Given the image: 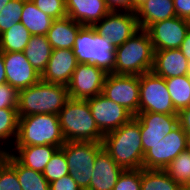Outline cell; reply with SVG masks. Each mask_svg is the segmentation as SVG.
Masks as SVG:
<instances>
[{"label": "cell", "mask_w": 190, "mask_h": 190, "mask_svg": "<svg viewBox=\"0 0 190 190\" xmlns=\"http://www.w3.org/2000/svg\"><path fill=\"white\" fill-rule=\"evenodd\" d=\"M140 123L134 116L120 128L104 135L103 148L124 170L143 169Z\"/></svg>", "instance_id": "1"}, {"label": "cell", "mask_w": 190, "mask_h": 190, "mask_svg": "<svg viewBox=\"0 0 190 190\" xmlns=\"http://www.w3.org/2000/svg\"><path fill=\"white\" fill-rule=\"evenodd\" d=\"M69 99L66 85L40 80L30 87L19 90L18 116L58 115Z\"/></svg>", "instance_id": "2"}, {"label": "cell", "mask_w": 190, "mask_h": 190, "mask_svg": "<svg viewBox=\"0 0 190 190\" xmlns=\"http://www.w3.org/2000/svg\"><path fill=\"white\" fill-rule=\"evenodd\" d=\"M113 74L142 75L153 66L154 49L146 29H139L115 50Z\"/></svg>", "instance_id": "3"}, {"label": "cell", "mask_w": 190, "mask_h": 190, "mask_svg": "<svg viewBox=\"0 0 190 190\" xmlns=\"http://www.w3.org/2000/svg\"><path fill=\"white\" fill-rule=\"evenodd\" d=\"M58 117L66 141L103 142L87 100L69 99Z\"/></svg>", "instance_id": "4"}, {"label": "cell", "mask_w": 190, "mask_h": 190, "mask_svg": "<svg viewBox=\"0 0 190 190\" xmlns=\"http://www.w3.org/2000/svg\"><path fill=\"white\" fill-rule=\"evenodd\" d=\"M66 142L57 114H35L19 117L18 132L13 146L60 147Z\"/></svg>", "instance_id": "5"}, {"label": "cell", "mask_w": 190, "mask_h": 190, "mask_svg": "<svg viewBox=\"0 0 190 190\" xmlns=\"http://www.w3.org/2000/svg\"><path fill=\"white\" fill-rule=\"evenodd\" d=\"M72 50L78 63L95 65L106 73L113 72L116 47L99 35L93 26L80 28Z\"/></svg>", "instance_id": "6"}, {"label": "cell", "mask_w": 190, "mask_h": 190, "mask_svg": "<svg viewBox=\"0 0 190 190\" xmlns=\"http://www.w3.org/2000/svg\"><path fill=\"white\" fill-rule=\"evenodd\" d=\"M103 143L66 141L60 149L66 156L70 175L82 190H88L94 162Z\"/></svg>", "instance_id": "7"}, {"label": "cell", "mask_w": 190, "mask_h": 190, "mask_svg": "<svg viewBox=\"0 0 190 190\" xmlns=\"http://www.w3.org/2000/svg\"><path fill=\"white\" fill-rule=\"evenodd\" d=\"M139 112L178 115L163 77L152 71L139 75Z\"/></svg>", "instance_id": "8"}, {"label": "cell", "mask_w": 190, "mask_h": 190, "mask_svg": "<svg viewBox=\"0 0 190 190\" xmlns=\"http://www.w3.org/2000/svg\"><path fill=\"white\" fill-rule=\"evenodd\" d=\"M102 95L136 116L139 112V76L107 73Z\"/></svg>", "instance_id": "9"}, {"label": "cell", "mask_w": 190, "mask_h": 190, "mask_svg": "<svg viewBox=\"0 0 190 190\" xmlns=\"http://www.w3.org/2000/svg\"><path fill=\"white\" fill-rule=\"evenodd\" d=\"M188 148L185 131L178 125L143 156V168L164 170L182 151Z\"/></svg>", "instance_id": "10"}, {"label": "cell", "mask_w": 190, "mask_h": 190, "mask_svg": "<svg viewBox=\"0 0 190 190\" xmlns=\"http://www.w3.org/2000/svg\"><path fill=\"white\" fill-rule=\"evenodd\" d=\"M93 27L116 48L140 29L136 12L115 10H111Z\"/></svg>", "instance_id": "11"}, {"label": "cell", "mask_w": 190, "mask_h": 190, "mask_svg": "<svg viewBox=\"0 0 190 190\" xmlns=\"http://www.w3.org/2000/svg\"><path fill=\"white\" fill-rule=\"evenodd\" d=\"M107 73L95 65L78 63L67 85L70 99L87 100L102 94Z\"/></svg>", "instance_id": "12"}, {"label": "cell", "mask_w": 190, "mask_h": 190, "mask_svg": "<svg viewBox=\"0 0 190 190\" xmlns=\"http://www.w3.org/2000/svg\"><path fill=\"white\" fill-rule=\"evenodd\" d=\"M87 101L95 123L103 135L120 128L134 117L123 106L102 94L87 99Z\"/></svg>", "instance_id": "13"}, {"label": "cell", "mask_w": 190, "mask_h": 190, "mask_svg": "<svg viewBox=\"0 0 190 190\" xmlns=\"http://www.w3.org/2000/svg\"><path fill=\"white\" fill-rule=\"evenodd\" d=\"M190 29V21L177 16L151 24L146 30L154 51L180 48Z\"/></svg>", "instance_id": "14"}, {"label": "cell", "mask_w": 190, "mask_h": 190, "mask_svg": "<svg viewBox=\"0 0 190 190\" xmlns=\"http://www.w3.org/2000/svg\"><path fill=\"white\" fill-rule=\"evenodd\" d=\"M140 123L143 152L160 142L179 125L178 115L142 112L135 116Z\"/></svg>", "instance_id": "15"}, {"label": "cell", "mask_w": 190, "mask_h": 190, "mask_svg": "<svg viewBox=\"0 0 190 190\" xmlns=\"http://www.w3.org/2000/svg\"><path fill=\"white\" fill-rule=\"evenodd\" d=\"M7 83L21 90L41 80V75L33 68L24 52H3Z\"/></svg>", "instance_id": "16"}, {"label": "cell", "mask_w": 190, "mask_h": 190, "mask_svg": "<svg viewBox=\"0 0 190 190\" xmlns=\"http://www.w3.org/2000/svg\"><path fill=\"white\" fill-rule=\"evenodd\" d=\"M77 64L72 49H52L46 69L41 74V80L67 86Z\"/></svg>", "instance_id": "17"}, {"label": "cell", "mask_w": 190, "mask_h": 190, "mask_svg": "<svg viewBox=\"0 0 190 190\" xmlns=\"http://www.w3.org/2000/svg\"><path fill=\"white\" fill-rule=\"evenodd\" d=\"M151 71L164 79L190 75V63L179 48L156 50Z\"/></svg>", "instance_id": "18"}, {"label": "cell", "mask_w": 190, "mask_h": 190, "mask_svg": "<svg viewBox=\"0 0 190 190\" xmlns=\"http://www.w3.org/2000/svg\"><path fill=\"white\" fill-rule=\"evenodd\" d=\"M123 170L102 148L97 153L88 190H113Z\"/></svg>", "instance_id": "19"}, {"label": "cell", "mask_w": 190, "mask_h": 190, "mask_svg": "<svg viewBox=\"0 0 190 190\" xmlns=\"http://www.w3.org/2000/svg\"><path fill=\"white\" fill-rule=\"evenodd\" d=\"M67 16L82 26H94L111 10L105 0H65Z\"/></svg>", "instance_id": "20"}, {"label": "cell", "mask_w": 190, "mask_h": 190, "mask_svg": "<svg viewBox=\"0 0 190 190\" xmlns=\"http://www.w3.org/2000/svg\"><path fill=\"white\" fill-rule=\"evenodd\" d=\"M9 153L23 166L43 172L51 157L59 149L51 145L11 146Z\"/></svg>", "instance_id": "21"}, {"label": "cell", "mask_w": 190, "mask_h": 190, "mask_svg": "<svg viewBox=\"0 0 190 190\" xmlns=\"http://www.w3.org/2000/svg\"><path fill=\"white\" fill-rule=\"evenodd\" d=\"M82 25L70 17L55 19L46 37L52 49H72Z\"/></svg>", "instance_id": "22"}, {"label": "cell", "mask_w": 190, "mask_h": 190, "mask_svg": "<svg viewBox=\"0 0 190 190\" xmlns=\"http://www.w3.org/2000/svg\"><path fill=\"white\" fill-rule=\"evenodd\" d=\"M138 25L147 29L151 24L176 16L173 0H148L137 11Z\"/></svg>", "instance_id": "23"}, {"label": "cell", "mask_w": 190, "mask_h": 190, "mask_svg": "<svg viewBox=\"0 0 190 190\" xmlns=\"http://www.w3.org/2000/svg\"><path fill=\"white\" fill-rule=\"evenodd\" d=\"M52 47L46 35H34L24 50V54L33 68L41 75L51 57Z\"/></svg>", "instance_id": "24"}, {"label": "cell", "mask_w": 190, "mask_h": 190, "mask_svg": "<svg viewBox=\"0 0 190 190\" xmlns=\"http://www.w3.org/2000/svg\"><path fill=\"white\" fill-rule=\"evenodd\" d=\"M54 19L36 7L31 0H26L20 22L28 29L32 36L46 35Z\"/></svg>", "instance_id": "25"}, {"label": "cell", "mask_w": 190, "mask_h": 190, "mask_svg": "<svg viewBox=\"0 0 190 190\" xmlns=\"http://www.w3.org/2000/svg\"><path fill=\"white\" fill-rule=\"evenodd\" d=\"M6 162L16 171L22 190H50V184L41 172L21 165L10 153Z\"/></svg>", "instance_id": "26"}, {"label": "cell", "mask_w": 190, "mask_h": 190, "mask_svg": "<svg viewBox=\"0 0 190 190\" xmlns=\"http://www.w3.org/2000/svg\"><path fill=\"white\" fill-rule=\"evenodd\" d=\"M31 36L28 29L21 22H17L10 29L0 34V51L24 52Z\"/></svg>", "instance_id": "27"}, {"label": "cell", "mask_w": 190, "mask_h": 190, "mask_svg": "<svg viewBox=\"0 0 190 190\" xmlns=\"http://www.w3.org/2000/svg\"><path fill=\"white\" fill-rule=\"evenodd\" d=\"M165 170L141 169V190H184Z\"/></svg>", "instance_id": "28"}, {"label": "cell", "mask_w": 190, "mask_h": 190, "mask_svg": "<svg viewBox=\"0 0 190 190\" xmlns=\"http://www.w3.org/2000/svg\"><path fill=\"white\" fill-rule=\"evenodd\" d=\"M175 109L190 107V75H182L165 79Z\"/></svg>", "instance_id": "29"}, {"label": "cell", "mask_w": 190, "mask_h": 190, "mask_svg": "<svg viewBox=\"0 0 190 190\" xmlns=\"http://www.w3.org/2000/svg\"><path fill=\"white\" fill-rule=\"evenodd\" d=\"M18 108L0 109V141L10 150L18 132Z\"/></svg>", "instance_id": "30"}, {"label": "cell", "mask_w": 190, "mask_h": 190, "mask_svg": "<svg viewBox=\"0 0 190 190\" xmlns=\"http://www.w3.org/2000/svg\"><path fill=\"white\" fill-rule=\"evenodd\" d=\"M166 173L184 188L190 185V150L182 151L165 169Z\"/></svg>", "instance_id": "31"}, {"label": "cell", "mask_w": 190, "mask_h": 190, "mask_svg": "<svg viewBox=\"0 0 190 190\" xmlns=\"http://www.w3.org/2000/svg\"><path fill=\"white\" fill-rule=\"evenodd\" d=\"M42 174L49 183L70 174L66 156L61 149L51 157Z\"/></svg>", "instance_id": "32"}, {"label": "cell", "mask_w": 190, "mask_h": 190, "mask_svg": "<svg viewBox=\"0 0 190 190\" xmlns=\"http://www.w3.org/2000/svg\"><path fill=\"white\" fill-rule=\"evenodd\" d=\"M26 0H11L0 12V34L20 22Z\"/></svg>", "instance_id": "33"}, {"label": "cell", "mask_w": 190, "mask_h": 190, "mask_svg": "<svg viewBox=\"0 0 190 190\" xmlns=\"http://www.w3.org/2000/svg\"><path fill=\"white\" fill-rule=\"evenodd\" d=\"M113 190H141V169H125Z\"/></svg>", "instance_id": "34"}, {"label": "cell", "mask_w": 190, "mask_h": 190, "mask_svg": "<svg viewBox=\"0 0 190 190\" xmlns=\"http://www.w3.org/2000/svg\"><path fill=\"white\" fill-rule=\"evenodd\" d=\"M37 8L52 19H61L67 16L65 0H31Z\"/></svg>", "instance_id": "35"}, {"label": "cell", "mask_w": 190, "mask_h": 190, "mask_svg": "<svg viewBox=\"0 0 190 190\" xmlns=\"http://www.w3.org/2000/svg\"><path fill=\"white\" fill-rule=\"evenodd\" d=\"M0 190H22L16 171L6 161L0 163Z\"/></svg>", "instance_id": "36"}, {"label": "cell", "mask_w": 190, "mask_h": 190, "mask_svg": "<svg viewBox=\"0 0 190 190\" xmlns=\"http://www.w3.org/2000/svg\"><path fill=\"white\" fill-rule=\"evenodd\" d=\"M19 90L8 83L0 85V109L18 108Z\"/></svg>", "instance_id": "37"}, {"label": "cell", "mask_w": 190, "mask_h": 190, "mask_svg": "<svg viewBox=\"0 0 190 190\" xmlns=\"http://www.w3.org/2000/svg\"><path fill=\"white\" fill-rule=\"evenodd\" d=\"M50 184V190H82L73 180L70 174L64 175L62 178L55 180Z\"/></svg>", "instance_id": "38"}, {"label": "cell", "mask_w": 190, "mask_h": 190, "mask_svg": "<svg viewBox=\"0 0 190 190\" xmlns=\"http://www.w3.org/2000/svg\"><path fill=\"white\" fill-rule=\"evenodd\" d=\"M176 16L190 21V0H173Z\"/></svg>", "instance_id": "39"}, {"label": "cell", "mask_w": 190, "mask_h": 190, "mask_svg": "<svg viewBox=\"0 0 190 190\" xmlns=\"http://www.w3.org/2000/svg\"><path fill=\"white\" fill-rule=\"evenodd\" d=\"M110 10L132 11V0H105Z\"/></svg>", "instance_id": "40"}, {"label": "cell", "mask_w": 190, "mask_h": 190, "mask_svg": "<svg viewBox=\"0 0 190 190\" xmlns=\"http://www.w3.org/2000/svg\"><path fill=\"white\" fill-rule=\"evenodd\" d=\"M179 125L185 131L187 138H190V107L181 109L178 112Z\"/></svg>", "instance_id": "41"}, {"label": "cell", "mask_w": 190, "mask_h": 190, "mask_svg": "<svg viewBox=\"0 0 190 190\" xmlns=\"http://www.w3.org/2000/svg\"><path fill=\"white\" fill-rule=\"evenodd\" d=\"M179 49L190 63V29L187 31L185 39Z\"/></svg>", "instance_id": "42"}, {"label": "cell", "mask_w": 190, "mask_h": 190, "mask_svg": "<svg viewBox=\"0 0 190 190\" xmlns=\"http://www.w3.org/2000/svg\"><path fill=\"white\" fill-rule=\"evenodd\" d=\"M7 83L5 74V65L3 60V52L0 51V85Z\"/></svg>", "instance_id": "43"}, {"label": "cell", "mask_w": 190, "mask_h": 190, "mask_svg": "<svg viewBox=\"0 0 190 190\" xmlns=\"http://www.w3.org/2000/svg\"><path fill=\"white\" fill-rule=\"evenodd\" d=\"M9 149L0 141V163L6 161Z\"/></svg>", "instance_id": "44"}, {"label": "cell", "mask_w": 190, "mask_h": 190, "mask_svg": "<svg viewBox=\"0 0 190 190\" xmlns=\"http://www.w3.org/2000/svg\"><path fill=\"white\" fill-rule=\"evenodd\" d=\"M148 0H132V11L136 12L142 5H144Z\"/></svg>", "instance_id": "45"}, {"label": "cell", "mask_w": 190, "mask_h": 190, "mask_svg": "<svg viewBox=\"0 0 190 190\" xmlns=\"http://www.w3.org/2000/svg\"><path fill=\"white\" fill-rule=\"evenodd\" d=\"M11 0H0V12Z\"/></svg>", "instance_id": "46"}, {"label": "cell", "mask_w": 190, "mask_h": 190, "mask_svg": "<svg viewBox=\"0 0 190 190\" xmlns=\"http://www.w3.org/2000/svg\"><path fill=\"white\" fill-rule=\"evenodd\" d=\"M188 149L190 150V138H188Z\"/></svg>", "instance_id": "47"}]
</instances>
